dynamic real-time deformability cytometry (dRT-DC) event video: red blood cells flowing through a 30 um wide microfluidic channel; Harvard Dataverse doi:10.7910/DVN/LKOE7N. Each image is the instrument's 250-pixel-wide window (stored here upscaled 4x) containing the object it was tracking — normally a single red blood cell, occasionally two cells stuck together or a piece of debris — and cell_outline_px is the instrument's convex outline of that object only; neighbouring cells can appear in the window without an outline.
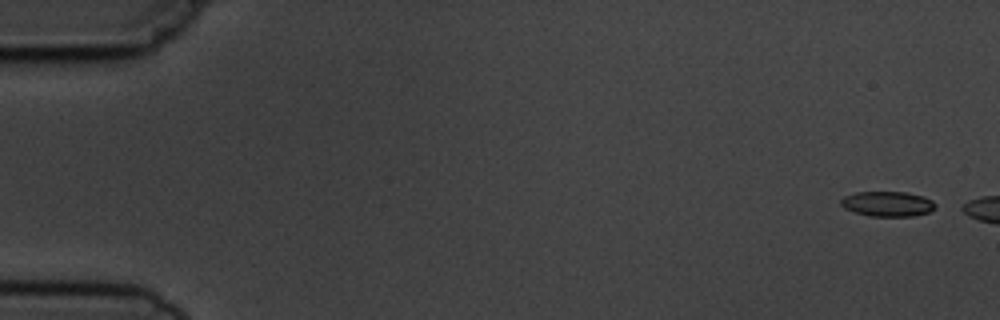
{"species": "common noctule bat (a hibernating species)", "species_latin": "Nyctalus noctula", "temperature_condition": "cold", "stored_images_in_passage": 4, "camera_frame_rate_fps": 3000, "um_per_image_px": 0.085, "animal": {"sex": "male", "body_mass_g": 19.5, "forearm_length_mm": 54.6}, "frame": {"image": 1, "passage_image": 1, "time_ms": 0.0, "image_size_px": [1000, 320], "cell_outline_px": [[936, 208], [928, 212], [912, 216], [868, 216], [844, 208], [840, 204], [840, 200], [844, 196], [856, 192], [908, 192], [924, 196], [932, 200], [936, 204]], "centroid_in_image_um": [75.45, 17.32], "position_along_channel_um": 9.5, "area_um2": 13.87}}